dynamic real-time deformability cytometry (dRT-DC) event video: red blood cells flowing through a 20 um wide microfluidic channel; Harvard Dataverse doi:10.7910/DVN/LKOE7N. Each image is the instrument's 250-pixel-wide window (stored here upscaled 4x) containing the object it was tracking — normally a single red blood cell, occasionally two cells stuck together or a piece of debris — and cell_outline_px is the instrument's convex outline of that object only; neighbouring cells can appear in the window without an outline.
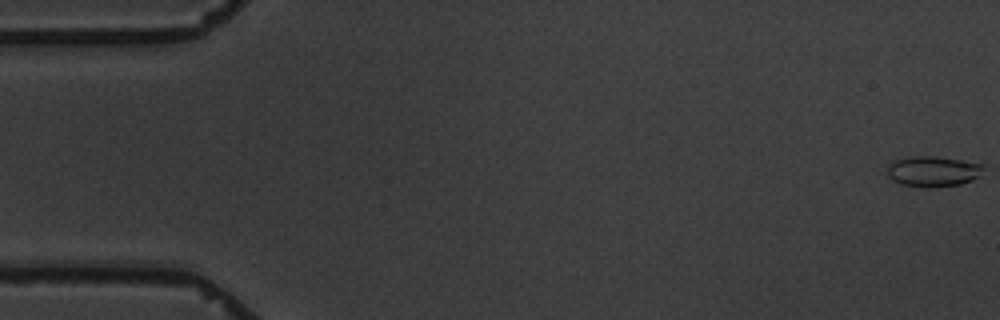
{"species": "common noctule bat (a hibernating species)", "species_latin": "Nyctalus noctula", "temperature_condition": "warm", "stored_images_in_passage": 9, "camera_frame_rate_fps": 3000, "um_per_image_px": 0.085, "animal": {"sex": "male", "body_mass_g": 19.5, "forearm_length_mm": 54.6}, "frame": {"image": 1, "passage_image": 1, "time_ms": 0.0, "image_size_px": [1000, 320], "cell_outline_px": [[984, 168], [972, 180], [960, 184], [900, 184], [892, 180], [888, 176], [888, 168], [896, 160], [912, 156], [936, 156], [984, 164]], "centroid_in_image_um": [79.32, 14.5], "position_along_channel_um": 5.7, "area_um2": 16.01}}
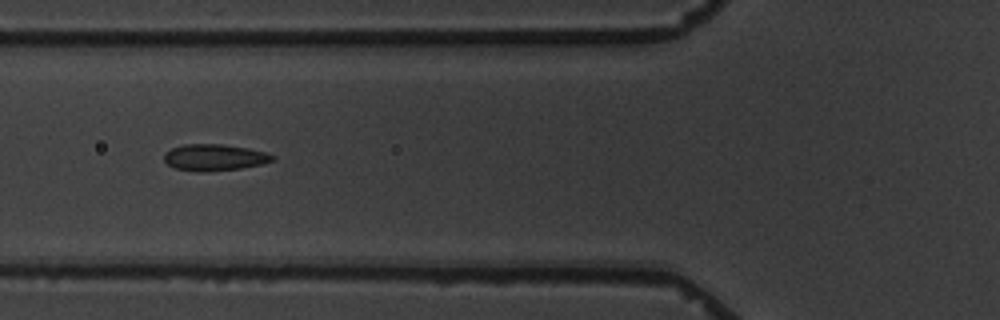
{"frame": {"image": 2, "passage_image": 6, "time_ms": 7.0, "image_size_px": [1000, 320], "cell_outline_px": [[276, 160], [264, 164], [240, 168], [208, 172], [196, 172], [176, 168], [168, 164], [164, 160], [164, 152], [172, 148], [184, 144], [224, 144], [248, 148], [268, 152], [276, 156]], "centroid_in_image_um": [18.28, 13.38], "position_along_channel_um": 107.5, "area_um2": 17.05}}
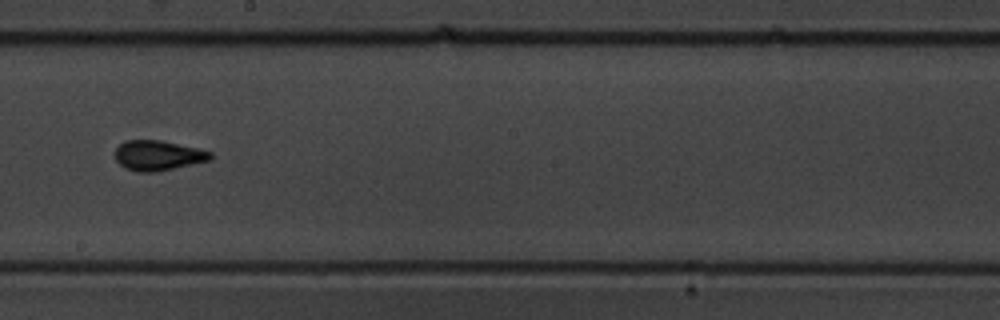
{"frame": {"image": 3, "passage_image": 9, "time_ms": 10.667, "image_size_px": [1000, 320], "cell_outline_px": [[212, 160], [156, 172], [136, 172], [124, 168], [116, 160], [116, 148], [124, 140], [160, 140], [200, 148], [212, 152]], "centroid_in_image_um": [13.45, 13.21], "position_along_channel_um": 234.7, "area_um2": 16.88}}